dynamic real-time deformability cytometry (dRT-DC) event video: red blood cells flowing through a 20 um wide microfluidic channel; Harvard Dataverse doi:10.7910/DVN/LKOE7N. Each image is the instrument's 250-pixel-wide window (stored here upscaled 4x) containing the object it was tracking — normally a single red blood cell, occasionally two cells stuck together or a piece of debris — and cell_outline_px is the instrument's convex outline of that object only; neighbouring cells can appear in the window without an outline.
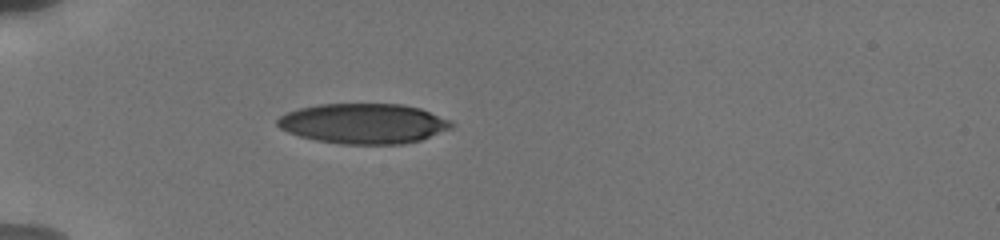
{"species": "human", "species_latin": "Homo sapiens", "temperature_condition": "cold", "stored_images_in_passage": 4, "camera_frame_rate_fps": 3000, "um_per_image_px": 0.085, "donor": {"sex": "male"}, "frame": {"image": 1, "passage_image": 1, "time_ms": 0.0, "image_size_px": [1000, 240], "cell_outline_px": [[456, 124], [452, 128], [420, 140], [404, 144], [340, 144], [316, 140], [300, 136], [288, 132], [280, 128], [276, 124], [276, 120], [280, 116], [288, 112], [300, 108], [320, 104], [400, 104], [420, 108], [452, 120]], "centroid_in_image_um": [30.93, 10.5], "position_along_channel_um": 54.1, "area_um2": 40.81}}
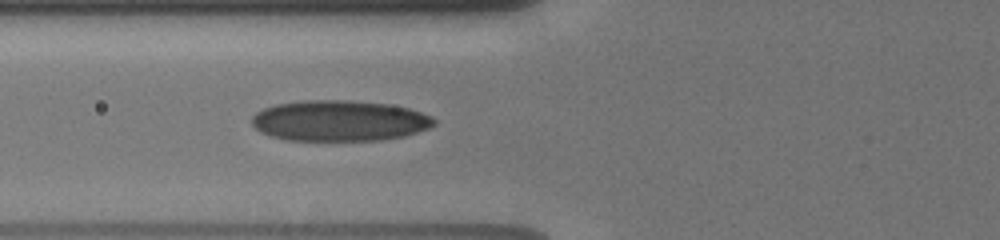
{"frame": {"image": 2, "passage_image": 4, "time_ms": 1.667, "image_size_px": [1000, 240], "cell_outline_px": [[436, 124], [428, 128], [404, 136], [380, 140], [288, 140], [272, 136], [260, 132], [252, 124], [252, 116], [256, 112], [264, 108], [276, 104], [304, 100], [348, 100], [388, 104], [408, 108], [432, 116], [436, 120]], "centroid_in_image_um": [28.85, 10.26], "position_along_channel_um": 97.0, "area_um2": 43.23}}